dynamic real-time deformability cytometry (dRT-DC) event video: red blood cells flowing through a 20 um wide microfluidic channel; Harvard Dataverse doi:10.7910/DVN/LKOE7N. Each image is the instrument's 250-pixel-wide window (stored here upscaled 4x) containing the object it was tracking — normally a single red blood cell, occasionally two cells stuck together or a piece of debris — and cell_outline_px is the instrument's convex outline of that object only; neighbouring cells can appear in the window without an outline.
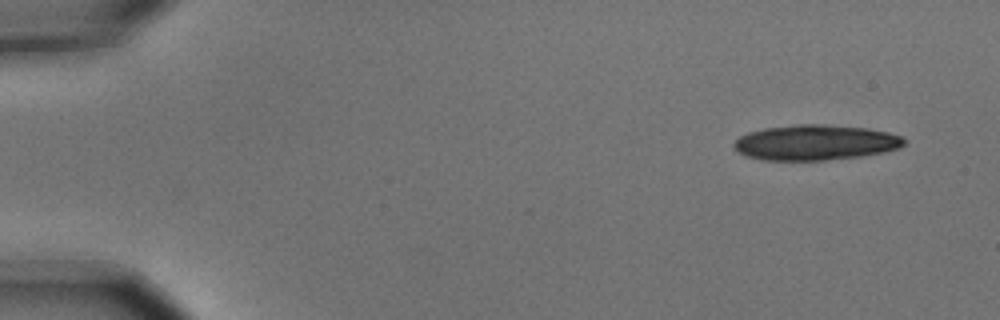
{"species": "common noctule bat (a hibernating species)", "species_latin": "Nyctalus noctula", "temperature_condition": "cold", "stored_images_in_passage": 5, "camera_frame_rate_fps": 3000, "um_per_image_px": 0.085, "animal": {"sex": "male", "body_mass_g": 15.6}, "frame": {"image": 1, "passage_image": 1, "time_ms": 0.0, "image_size_px": [1000, 320], "cell_outline_px": [[908, 140], [900, 148], [884, 152], [860, 156], [824, 160], [764, 160], [748, 156], [740, 152], [732, 144], [740, 136], [748, 132], [764, 128], [796, 124], [820, 124], [868, 128], [888, 132], [900, 136]], "centroid_in_image_um": [69.34, 12.1], "position_along_channel_um": 15.7, "area_um2": 34.97}}